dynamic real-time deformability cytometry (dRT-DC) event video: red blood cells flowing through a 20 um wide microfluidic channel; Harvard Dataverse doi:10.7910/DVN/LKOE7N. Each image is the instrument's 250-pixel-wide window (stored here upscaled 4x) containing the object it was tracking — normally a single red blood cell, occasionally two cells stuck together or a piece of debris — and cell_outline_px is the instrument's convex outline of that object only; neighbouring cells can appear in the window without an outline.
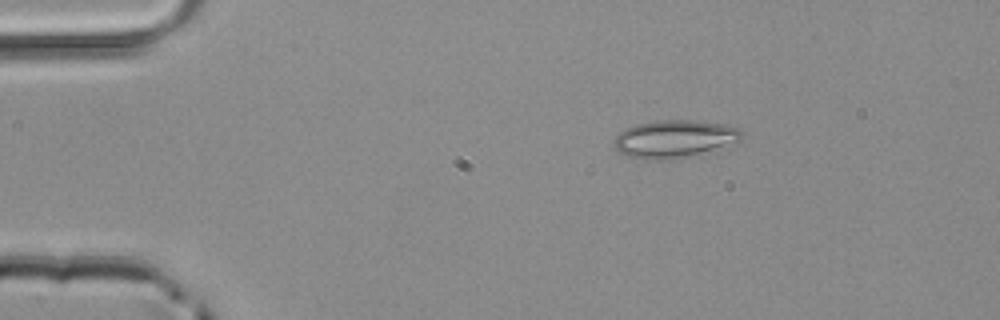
{"species": "common noctule bat (a hibernating species)", "species_latin": "Nyctalus noctula", "temperature_condition": "room temperature", "stored_images_in_passage": 43, "camera_frame_rate_fps": 3000, "um_per_image_px": 0.085, "animal": {"sex": "male", "body_mass_g": 20.4}, "frame": {"image": 1, "passage_image": 2, "time_ms": 0.333, "image_size_px": [1000, 320], "cell_outline_px": [[744, 132], [740, 140], [676, 160], [644, 160], [628, 156], [620, 152], [616, 148], [616, 136], [624, 128], [636, 124], [656, 120], [696, 120], [724, 124], [736, 128]], "centroid_in_image_um": [57.28, 11.8], "position_along_channel_um": 27.7, "area_um2": 27.8}}
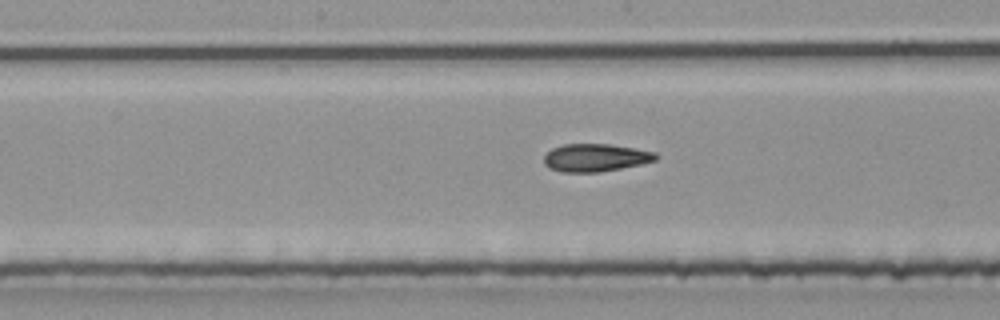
{"frame": {"image": 2, "passage_image": 19, "time_ms": 6.0, "image_size_px": [1000, 320], "cell_outline_px": [[660, 156], [656, 160], [640, 164], [600, 172], [560, 172], [548, 168], [544, 164], [544, 156], [552, 148], [564, 144], [608, 144], [636, 148], [656, 152]], "centroid_in_image_um": [50.62, 13.4], "position_along_channel_um": 197.6, "area_um2": 18.21}}
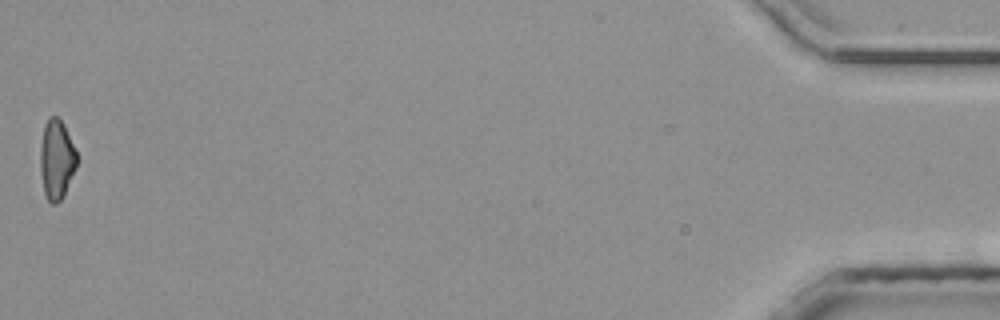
{"frame": {"image": 3, "passage_image": 43, "time_ms": 14.0, "image_size_px": [1000, 320], "cell_outline_px": [[76, 168], [60, 200], [56, 204], [52, 204], [48, 200], [44, 192], [40, 172], [40, 148], [44, 124], [48, 116], [56, 116], [64, 124], [76, 148]], "centroid_in_image_um": [4.79, 13.51], "position_along_channel_um": 430.4, "area_um2": 16.94}}